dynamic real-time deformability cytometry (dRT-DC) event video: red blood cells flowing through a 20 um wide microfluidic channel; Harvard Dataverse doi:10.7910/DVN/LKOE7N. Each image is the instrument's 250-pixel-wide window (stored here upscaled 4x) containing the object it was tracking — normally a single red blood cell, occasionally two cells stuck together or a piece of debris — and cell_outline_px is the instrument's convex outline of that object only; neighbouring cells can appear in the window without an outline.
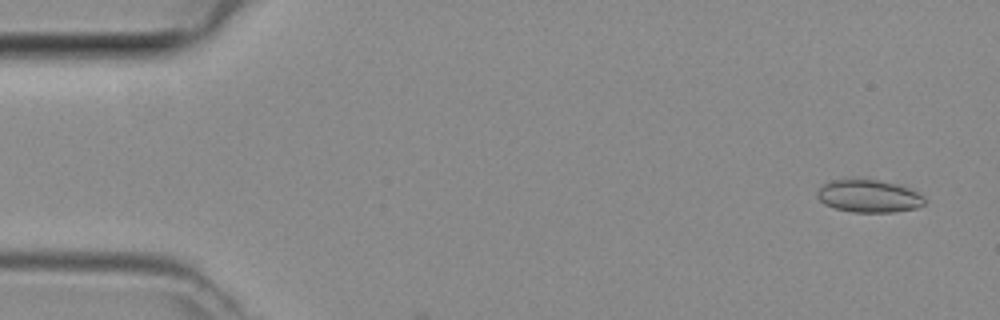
{"species": "common noctule bat (a hibernating species)", "species_latin": "Nyctalus noctula", "temperature_condition": "room temperature", "stored_images_in_passage": 6, "camera_frame_rate_fps": 3000, "um_per_image_px": 0.085, "animal": {"sex": "female", "body_mass_g": 29.2, "forearm_length_mm": 56.3}, "frame": {"image": 1, "passage_image": 3, "time_ms": 0.667, "image_size_px": [1000, 320], "cell_outline_px": [[924, 204], [916, 208], [896, 212], [852, 212], [836, 208], [824, 204], [816, 196], [816, 192], [828, 180], [856, 176], [904, 184], [920, 192], [924, 196]], "centroid_in_image_um": [73.86, 16.61], "position_along_channel_um": 11.1, "area_um2": 21.44}}